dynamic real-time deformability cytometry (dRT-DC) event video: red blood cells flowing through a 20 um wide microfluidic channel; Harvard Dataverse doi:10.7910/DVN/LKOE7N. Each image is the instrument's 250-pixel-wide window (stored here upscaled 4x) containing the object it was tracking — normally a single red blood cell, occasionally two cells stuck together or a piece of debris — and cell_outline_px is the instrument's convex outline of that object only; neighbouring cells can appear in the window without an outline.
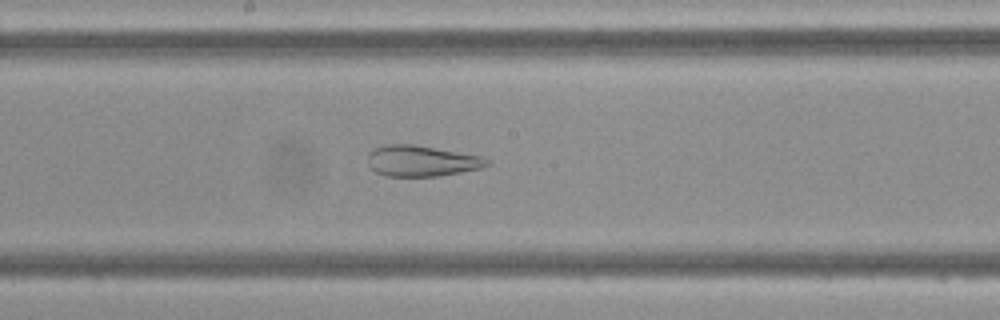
{"species": "Egyptian fruit bat (a non-hibernating species)", "species_latin": "Rousettus aegyptiacus", "temperature_condition": "cold", "stored_images_in_passage": 48, "camera_frame_rate_fps": 3000, "um_per_image_px": 0.085, "frame": {"image": 1, "passage_image": 25, "time_ms": 8.0, "image_size_px": [1000, 320], "cell_outline_px": [[492, 164], [480, 168], [440, 176], [384, 176], [376, 172], [368, 164], [368, 152], [384, 144], [412, 144], [484, 156], [492, 160]], "centroid_in_image_um": [35.87, 13.67], "position_along_channel_um": 212.3, "area_um2": 21.68}}
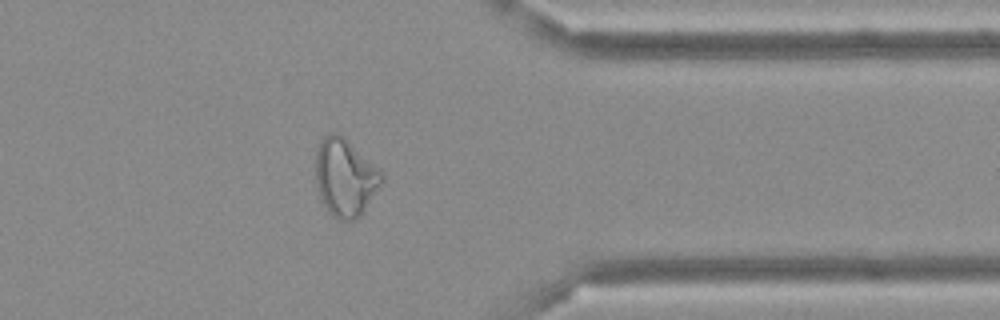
{"frame": {"image": 2, "passage_image": 38, "time_ms": 12.333, "image_size_px": [1000, 320], "cell_outline_px": [[384, 180], [360, 216], [356, 220], [336, 220], [328, 212], [320, 200], [316, 184], [316, 148], [320, 140], [324, 136], [332, 132], [340, 132], [384, 172]], "centroid_in_image_um": [29.33, 15.07], "position_along_channel_um": 382.1, "area_um2": 30.52}}
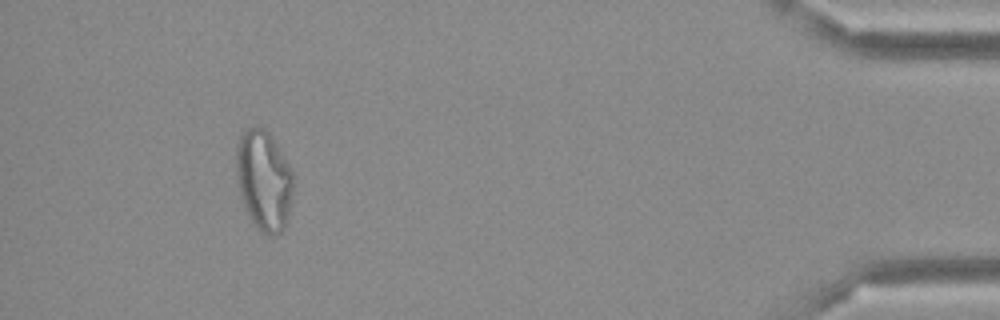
{"frame": {"image": 3, "passage_image": 44, "time_ms": 14.333, "image_size_px": [1000, 320], "cell_outline_px": [[292, 196], [288, 216], [284, 228], [276, 236], [268, 236], [260, 232], [256, 228], [248, 216], [240, 196], [236, 172], [236, 144], [240, 136], [252, 124], [256, 124], [264, 128], [272, 136], [288, 164], [292, 172]], "centroid_in_image_um": [22.4, 15.33], "position_along_channel_um": 412.8, "area_um2": 33.64}}